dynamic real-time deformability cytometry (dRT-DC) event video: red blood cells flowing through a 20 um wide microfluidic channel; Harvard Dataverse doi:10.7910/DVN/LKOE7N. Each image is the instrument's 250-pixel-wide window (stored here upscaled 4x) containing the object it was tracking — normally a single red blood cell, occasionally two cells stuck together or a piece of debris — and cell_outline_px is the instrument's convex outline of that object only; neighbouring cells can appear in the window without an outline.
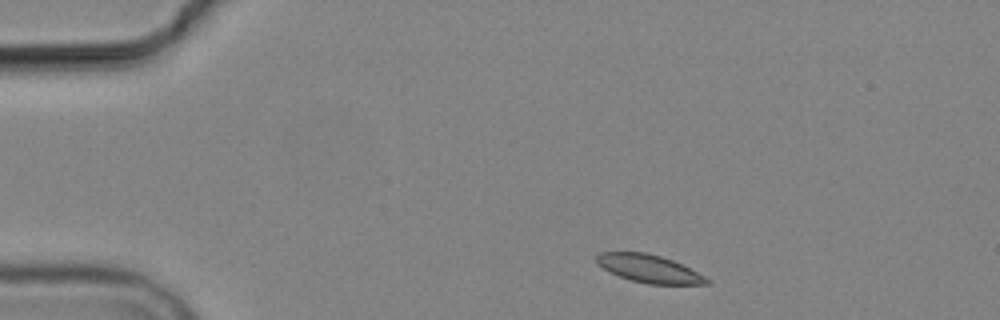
{"species": "common noctule bat (a hibernating species)", "species_latin": "Nyctalus noctula", "temperature_condition": "cold", "stored_images_in_passage": 3, "camera_frame_rate_fps": 3000, "um_per_image_px": 0.085, "animal": {"sex": "male", "body_mass_g": 19.2, "forearm_length_mm": 51.8}, "frame": {"image": 1, "passage_image": 1, "time_ms": 0.0, "image_size_px": [1000, 320], "cell_outline_px": [[712, 280], [708, 284], [648, 284], [632, 280], [620, 276], [596, 264], [596, 256], [600, 252], [644, 252], [660, 256], [672, 260]], "centroid_in_image_um": [55.16, 22.83], "position_along_channel_um": 29.8, "area_um2": 17.57}}